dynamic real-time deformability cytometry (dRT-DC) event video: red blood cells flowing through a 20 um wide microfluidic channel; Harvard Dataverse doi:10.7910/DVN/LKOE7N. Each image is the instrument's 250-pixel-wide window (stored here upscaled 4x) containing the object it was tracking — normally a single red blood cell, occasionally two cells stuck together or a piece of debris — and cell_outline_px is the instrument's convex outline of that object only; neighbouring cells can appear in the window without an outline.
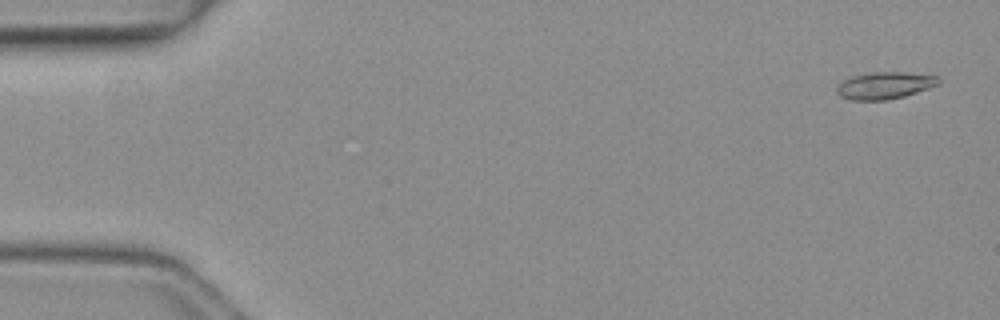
{"species": "common noctule bat (a hibernating species)", "species_latin": "Nyctalus noctula", "temperature_condition": "warm", "stored_images_in_passage": 5, "camera_frame_rate_fps": 3000, "um_per_image_px": 0.085, "animal": {"sex": "female", "body_mass_g": 19.3, "forearm_length_mm": 54.1}, "frame": {"image": 1, "passage_image": 1, "time_ms": 0.0, "image_size_px": [1000, 320], "cell_outline_px": [[940, 84], [904, 96], [888, 100], [852, 100], [840, 96], [836, 92], [836, 88], [844, 80], [852, 76], [872, 72], [904, 72], [936, 76], [940, 80]], "centroid_in_image_um": [75.19, 7.27], "position_along_channel_um": 9.8, "area_um2": 15.9}}
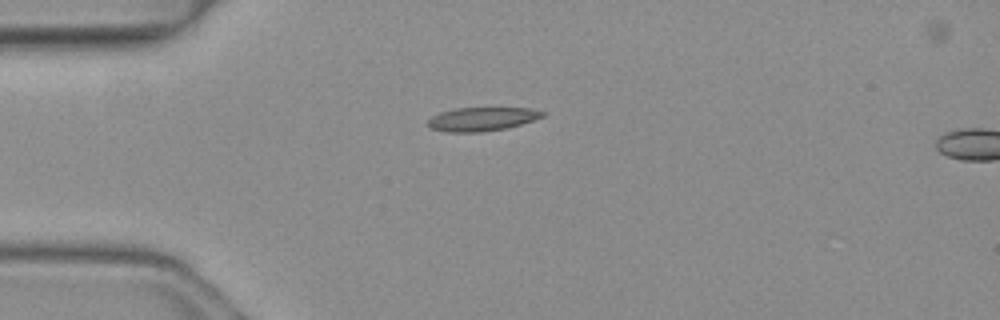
{"frame": {"image": 2, "passage_image": 4, "time_ms": 1.0, "image_size_px": [1000, 320], "cell_outline_px": [[548, 112], [544, 116], [508, 128], [480, 132], [448, 132], [428, 128], [428, 120], [432, 116], [440, 112], [456, 108], [532, 108]], "centroid_in_image_um": [40.97, 10.12], "position_along_channel_um": 44.0, "area_um2": 15.9}}